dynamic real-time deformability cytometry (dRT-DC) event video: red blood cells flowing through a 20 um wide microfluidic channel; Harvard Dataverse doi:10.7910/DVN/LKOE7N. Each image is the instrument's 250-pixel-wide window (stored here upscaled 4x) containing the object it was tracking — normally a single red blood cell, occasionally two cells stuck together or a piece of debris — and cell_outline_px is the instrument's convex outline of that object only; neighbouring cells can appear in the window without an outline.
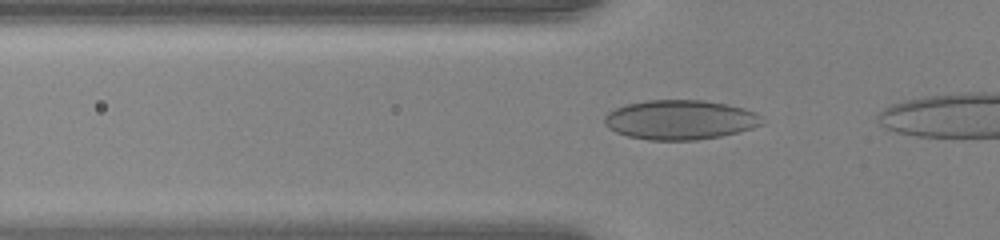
{"species": "human", "species_latin": "Homo sapiens", "temperature_condition": "warm", "stored_images_in_passage": 28, "camera_frame_rate_fps": 3000, "um_per_image_px": 0.085, "donor": {"sex": "female"}, "frame": {"image": 1, "passage_image": 3, "time_ms": 0.667, "image_size_px": [1000, 240], "cell_outline_px": [[764, 124], [752, 128], [720, 136], [696, 140], [648, 140], [628, 136], [616, 132], [608, 128], [604, 124], [604, 116], [608, 112], [616, 108], [628, 104], [648, 100], [704, 100], [728, 104], [744, 108], [756, 112], [760, 116]], "centroid_in_image_um": [57.81, 10.18], "position_along_channel_um": 68.0, "area_um2": 36.36}}
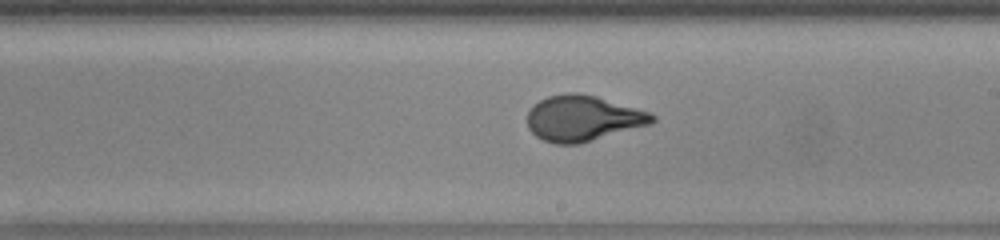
{"frame": {"image": 2, "passage_image": 16, "time_ms": 5.0, "image_size_px": [1000, 240], "cell_outline_px": [[656, 120], [652, 124], [580, 144], [556, 144], [544, 140], [536, 136], [528, 128], [528, 112], [532, 104], [548, 96], [564, 92], [576, 92], [596, 96], [636, 108], [648, 112], [656, 116]], "centroid_in_image_um": [49.54, 10.05], "position_along_channel_um": 239.5, "area_um2": 33.41}}
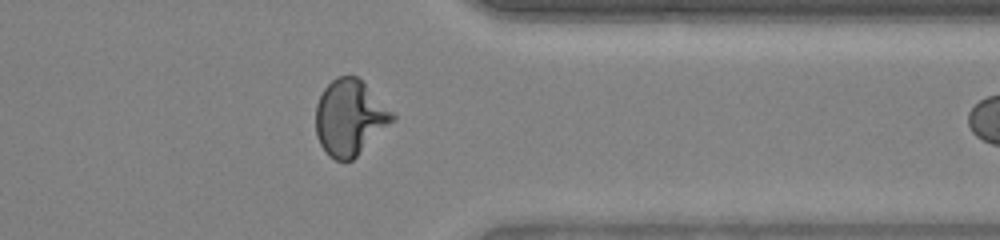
{"frame": {"image": 3, "passage_image": 27, "time_ms": 8.667, "image_size_px": [1000, 240], "cell_outline_px": [[396, 120], [352, 160], [336, 160], [328, 156], [320, 144], [316, 136], [316, 104], [324, 88], [336, 76], [356, 76], [396, 116]], "centroid_in_image_um": [29.72, 10.02], "position_along_channel_um": 381.7, "area_um2": 33.47}}